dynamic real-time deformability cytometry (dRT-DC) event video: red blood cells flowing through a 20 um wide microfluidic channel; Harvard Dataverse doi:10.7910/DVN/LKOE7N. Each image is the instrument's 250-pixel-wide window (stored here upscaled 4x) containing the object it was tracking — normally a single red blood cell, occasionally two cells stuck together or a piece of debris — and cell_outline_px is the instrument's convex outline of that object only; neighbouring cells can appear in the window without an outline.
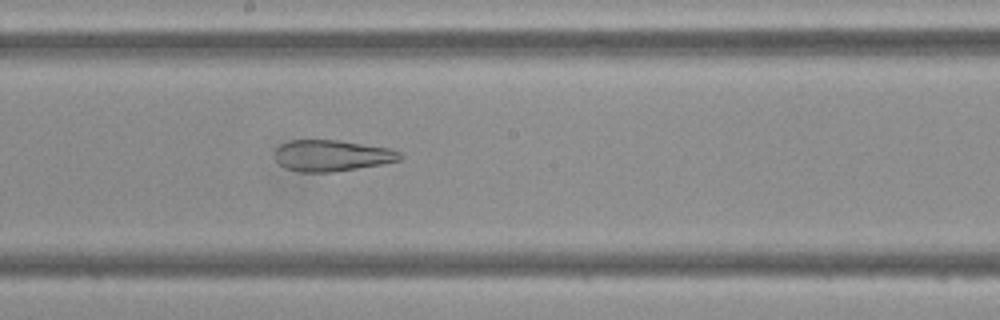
{"species": "Egyptian fruit bat (a non-hibernating species)", "species_latin": "Rousettus aegyptiacus", "temperature_condition": "cold", "stored_images_in_passage": 39, "camera_frame_rate_fps": 3000, "um_per_image_px": 0.085, "frame": {"image": 1, "passage_image": 17, "time_ms": 5.333, "image_size_px": [1000, 320], "cell_outline_px": [[404, 156], [400, 160], [380, 164], [332, 172], [296, 172], [284, 168], [276, 160], [276, 148], [280, 144], [292, 140], [336, 140], [392, 148], [400, 152]], "centroid_in_image_um": [28.21, 13.22], "position_along_channel_um": 220.0, "area_um2": 22.77}}
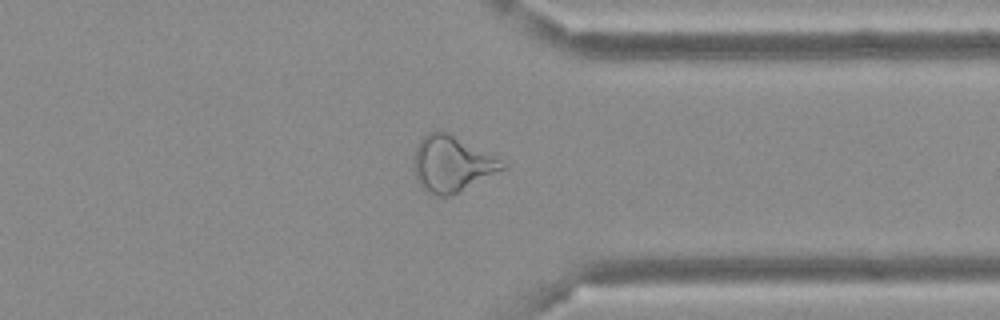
{"frame": {"image": 2, "passage_image": 28, "time_ms": 9.0, "image_size_px": [1000, 320], "cell_outline_px": [[508, 164], [504, 168], [448, 196], [432, 196], [420, 188], [412, 168], [416, 148], [420, 140], [428, 132], [436, 128], [440, 128]], "centroid_in_image_um": [38.3, 13.91], "position_along_channel_um": 373.1, "area_um2": 28.5}}